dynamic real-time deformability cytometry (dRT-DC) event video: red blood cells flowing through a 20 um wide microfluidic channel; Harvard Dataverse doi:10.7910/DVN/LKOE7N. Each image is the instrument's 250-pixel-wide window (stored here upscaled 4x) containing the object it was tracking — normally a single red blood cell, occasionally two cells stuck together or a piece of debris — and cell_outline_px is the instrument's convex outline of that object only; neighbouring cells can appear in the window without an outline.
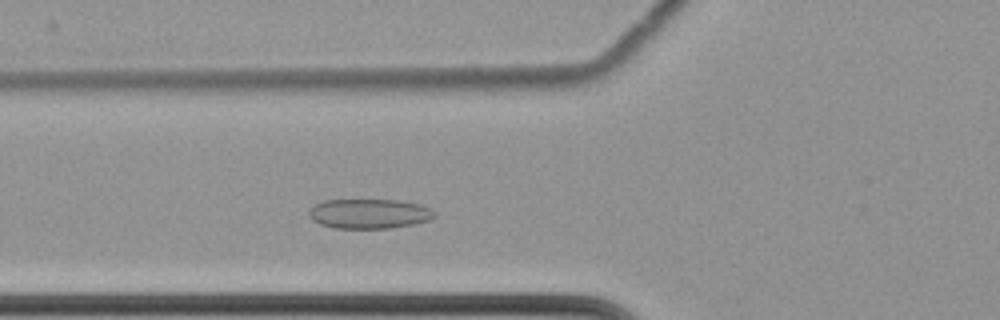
{"species": "common noctule bat (a hibernating species)", "species_latin": "Nyctalus noctula", "temperature_condition": "cold", "stored_images_in_passage": 52, "camera_frame_rate_fps": 3000, "um_per_image_px": 0.085, "animal": {"sex": "female", "body_mass_g": 22.7, "forearm_length_mm": 54.2}, "frame": {"image": 1, "passage_image": 14, "time_ms": 4.333, "image_size_px": [1000, 320], "cell_outline_px": [[436, 216], [428, 220], [412, 224], [392, 228], [336, 228], [320, 224], [312, 220], [308, 216], [308, 212], [316, 204], [324, 200], [396, 200], [420, 204], [432, 208], [436, 212]], "centroid_in_image_um": [31.4, 18.16], "position_along_channel_um": 94.4, "area_um2": 21.73}}
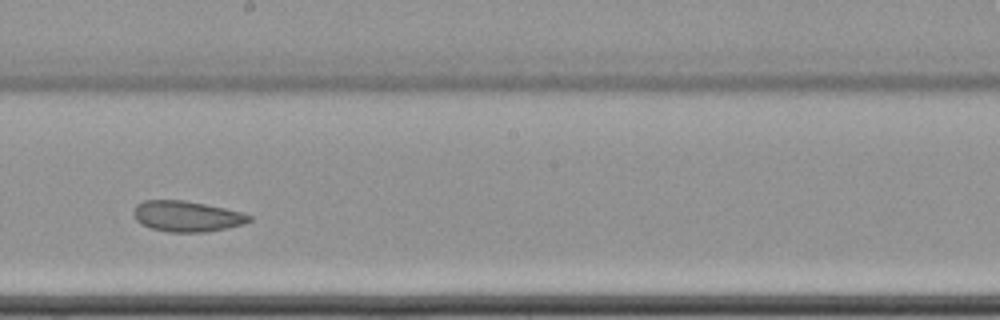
{"frame": {"image": 2, "passage_image": 26, "time_ms": 8.333, "image_size_px": [1000, 320], "cell_outline_px": [[252, 220], [244, 224], [204, 232], [168, 232], [152, 228], [140, 224], [136, 220], [132, 212], [136, 204], [144, 200], [184, 200], [224, 208], [240, 212], [252, 216]], "centroid_in_image_um": [15.84, 18.38], "position_along_channel_um": 232.4, "area_um2": 20.63}}
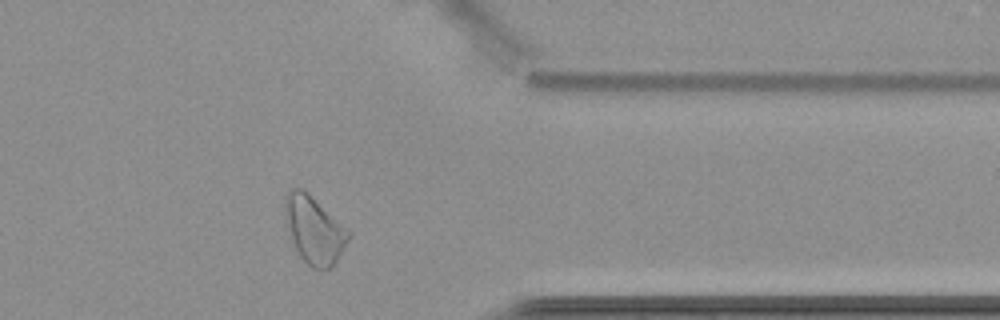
{"frame": {"image": 3, "passage_image": 40, "time_ms": 13.0, "image_size_px": [1000, 320], "cell_outline_px": [[352, 236], [332, 268], [312, 268], [300, 256], [292, 240], [284, 208], [284, 196], [288, 188], [304, 188], [352, 232]], "centroid_in_image_um": [26.74, 19.49], "position_along_channel_um": 384.7, "area_um2": 25.03}, "authors_computed_cell_mechanics": {"area_um2": 22.3686, "velocity_mm_per_s": 3.4577, "shape_relaxation_time_tau1_ms": null, "shape_relaxation_time_tau2_ms": 3.9641, "deformation_change_tau1": null, "deformation_change_tau2": 0.0841}}